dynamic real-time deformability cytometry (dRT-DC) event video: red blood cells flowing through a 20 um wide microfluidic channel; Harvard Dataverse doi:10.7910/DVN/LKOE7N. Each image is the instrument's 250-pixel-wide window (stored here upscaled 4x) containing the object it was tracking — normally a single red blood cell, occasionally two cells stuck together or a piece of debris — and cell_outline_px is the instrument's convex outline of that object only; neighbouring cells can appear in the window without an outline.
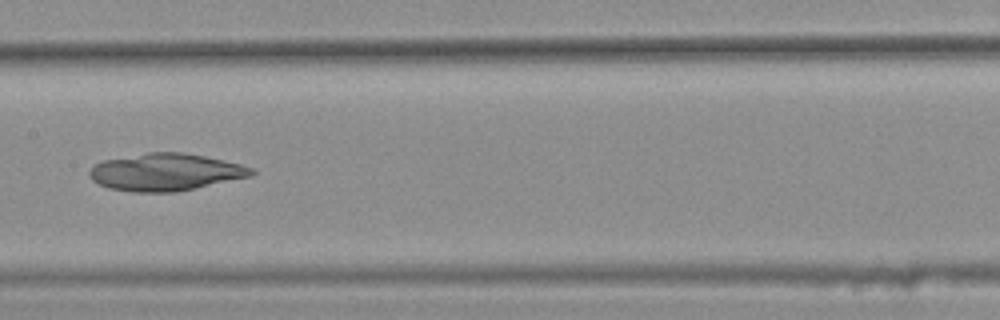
{"species": "common noctule bat (a hibernating species)", "species_latin": "Nyctalus noctula", "temperature_condition": "warm", "stored_images_in_passage": 43, "camera_frame_rate_fps": 3000, "um_per_image_px": 0.085, "animal": {"sex": "female", "body_mass_g": 25.1}, "frame": {"image": 1, "passage_image": 25, "time_ms": 8.0, "image_size_px": [1000, 320], "cell_outline_px": [[256, 172], [252, 176], [196, 188], [176, 192], [132, 192], [108, 188], [92, 180], [88, 176], [88, 172], [96, 164], [104, 160], [148, 152], [184, 152], [224, 160], [240, 164], [252, 168]], "centroid_in_image_um": [14.08, 14.63], "position_along_channel_um": 193.3, "area_um2": 35.2}}
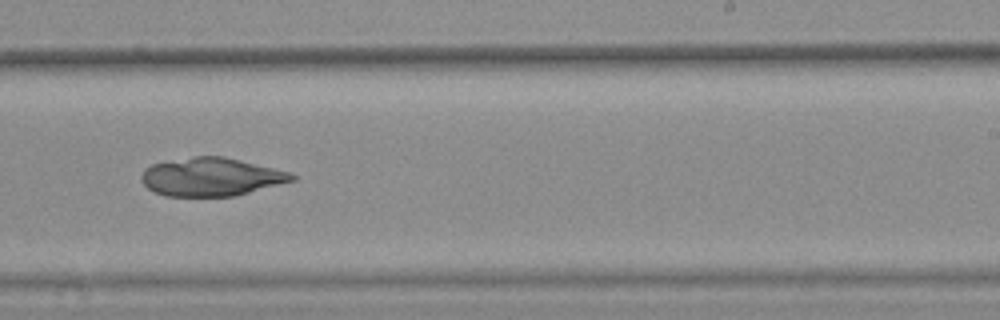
{"frame": {"image": 2, "passage_image": 31, "time_ms": 10.0, "image_size_px": [1000, 320], "cell_outline_px": [[296, 180], [236, 196], [164, 196], [148, 188], [144, 184], [140, 176], [144, 168], [152, 164], [192, 156], [224, 156], [288, 172], [296, 176]], "centroid_in_image_um": [17.93, 15.04], "position_along_channel_um": 271.1, "area_um2": 33.47}}
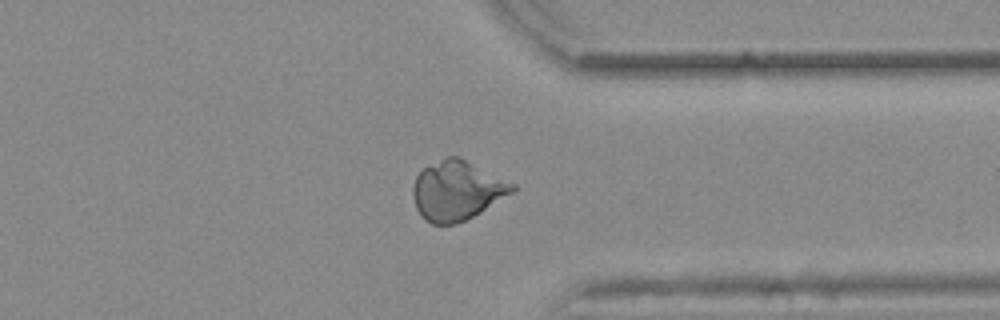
{"frame": {"image": 3, "passage_image": 39, "time_ms": 12.667, "image_size_px": [1000, 320], "cell_outline_px": [[516, 188], [512, 192], [480, 212], [456, 224], [432, 224], [424, 220], [416, 208], [412, 196], [412, 188], [416, 176], [424, 168], [448, 156], [460, 156], [516, 184]], "centroid_in_image_um": [38.83, 16.19], "position_along_channel_um": 372.6, "area_um2": 34.28}}